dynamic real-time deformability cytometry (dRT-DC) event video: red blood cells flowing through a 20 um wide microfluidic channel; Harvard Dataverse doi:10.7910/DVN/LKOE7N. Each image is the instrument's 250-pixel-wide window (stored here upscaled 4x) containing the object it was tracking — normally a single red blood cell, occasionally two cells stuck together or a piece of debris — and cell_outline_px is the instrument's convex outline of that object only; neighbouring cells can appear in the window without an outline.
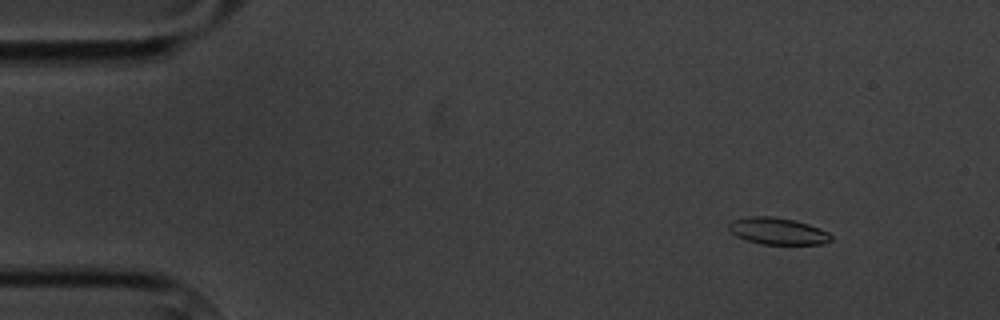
{"species": "common noctule bat (a hibernating species)", "species_latin": "Nyctalus noctula", "temperature_condition": "cold", "stored_images_in_passage": 4, "camera_frame_rate_fps": 3000, "um_per_image_px": 0.085, "animal": {"sex": "male", "body_mass_g": 20.1, "forearm_length_mm": 53.5}, "frame": {"image": 1, "passage_image": 1, "time_ms": 0.0, "image_size_px": [1000, 320], "cell_outline_px": [[832, 240], [824, 244], [760, 244], [736, 236], [728, 228], [728, 224], [732, 220], [748, 216], [772, 216], [796, 220], [820, 228], [828, 232], [832, 236]], "centroid_in_image_um": [66.12, 19.64], "position_along_channel_um": 18.9, "area_um2": 16.07}}
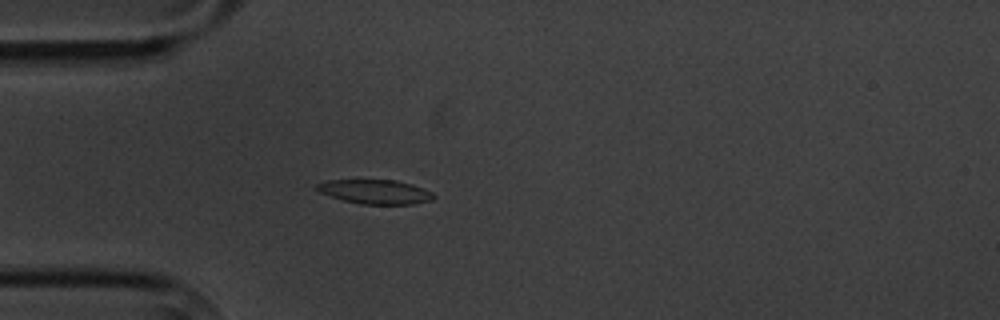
{"frame": {"image": 2, "passage_image": 4, "time_ms": 3.333, "image_size_px": [1000, 320], "cell_outline_px": [[436, 196], [432, 200], [416, 204], [360, 204], [344, 200], [320, 192], [316, 188], [316, 184], [328, 180], [396, 180], [412, 184], [424, 188], [432, 192]], "centroid_in_image_um": [31.95, 16.3], "position_along_channel_um": 53.0, "area_um2": 16.47}}